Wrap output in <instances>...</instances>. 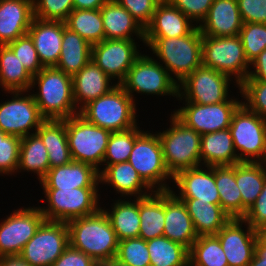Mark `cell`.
Returning <instances> with one entry per match:
<instances>
[{"instance_id":"obj_50","label":"cell","mask_w":266,"mask_h":266,"mask_svg":"<svg viewBox=\"0 0 266 266\" xmlns=\"http://www.w3.org/2000/svg\"><path fill=\"white\" fill-rule=\"evenodd\" d=\"M181 10L192 22L201 23L210 10L214 0H168Z\"/></svg>"},{"instance_id":"obj_41","label":"cell","mask_w":266,"mask_h":266,"mask_svg":"<svg viewBox=\"0 0 266 266\" xmlns=\"http://www.w3.org/2000/svg\"><path fill=\"white\" fill-rule=\"evenodd\" d=\"M189 266H229L215 235L199 236L189 249Z\"/></svg>"},{"instance_id":"obj_39","label":"cell","mask_w":266,"mask_h":266,"mask_svg":"<svg viewBox=\"0 0 266 266\" xmlns=\"http://www.w3.org/2000/svg\"><path fill=\"white\" fill-rule=\"evenodd\" d=\"M66 27L84 38L91 46L105 39L100 9H73Z\"/></svg>"},{"instance_id":"obj_37","label":"cell","mask_w":266,"mask_h":266,"mask_svg":"<svg viewBox=\"0 0 266 266\" xmlns=\"http://www.w3.org/2000/svg\"><path fill=\"white\" fill-rule=\"evenodd\" d=\"M49 169L48 151L41 138L36 133L22 137L17 172L33 171L41 182Z\"/></svg>"},{"instance_id":"obj_34","label":"cell","mask_w":266,"mask_h":266,"mask_svg":"<svg viewBox=\"0 0 266 266\" xmlns=\"http://www.w3.org/2000/svg\"><path fill=\"white\" fill-rule=\"evenodd\" d=\"M36 134L48 151L50 168L66 165L72 161L64 120H45L36 130Z\"/></svg>"},{"instance_id":"obj_24","label":"cell","mask_w":266,"mask_h":266,"mask_svg":"<svg viewBox=\"0 0 266 266\" xmlns=\"http://www.w3.org/2000/svg\"><path fill=\"white\" fill-rule=\"evenodd\" d=\"M163 235L190 249L198 238L184 202L171 190L165 191V225Z\"/></svg>"},{"instance_id":"obj_17","label":"cell","mask_w":266,"mask_h":266,"mask_svg":"<svg viewBox=\"0 0 266 266\" xmlns=\"http://www.w3.org/2000/svg\"><path fill=\"white\" fill-rule=\"evenodd\" d=\"M142 54L137 49L135 40L104 39L92 45L91 60L112 80L120 84L134 62Z\"/></svg>"},{"instance_id":"obj_35","label":"cell","mask_w":266,"mask_h":266,"mask_svg":"<svg viewBox=\"0 0 266 266\" xmlns=\"http://www.w3.org/2000/svg\"><path fill=\"white\" fill-rule=\"evenodd\" d=\"M113 204L112 211L105 208L102 210L107 215L118 240L138 238L140 230L139 198H134L132 201L118 199Z\"/></svg>"},{"instance_id":"obj_16","label":"cell","mask_w":266,"mask_h":266,"mask_svg":"<svg viewBox=\"0 0 266 266\" xmlns=\"http://www.w3.org/2000/svg\"><path fill=\"white\" fill-rule=\"evenodd\" d=\"M45 220L39 207L15 210L0 223V257L19 256Z\"/></svg>"},{"instance_id":"obj_8","label":"cell","mask_w":266,"mask_h":266,"mask_svg":"<svg viewBox=\"0 0 266 266\" xmlns=\"http://www.w3.org/2000/svg\"><path fill=\"white\" fill-rule=\"evenodd\" d=\"M128 162L153 191L172 189L166 184L167 179H173V175L164 162L158 134L142 130L135 138Z\"/></svg>"},{"instance_id":"obj_53","label":"cell","mask_w":266,"mask_h":266,"mask_svg":"<svg viewBox=\"0 0 266 266\" xmlns=\"http://www.w3.org/2000/svg\"><path fill=\"white\" fill-rule=\"evenodd\" d=\"M243 220L248 222L254 229L266 224V180L260 195L248 209Z\"/></svg>"},{"instance_id":"obj_23","label":"cell","mask_w":266,"mask_h":266,"mask_svg":"<svg viewBox=\"0 0 266 266\" xmlns=\"http://www.w3.org/2000/svg\"><path fill=\"white\" fill-rule=\"evenodd\" d=\"M33 19V0H0V45L26 35Z\"/></svg>"},{"instance_id":"obj_15","label":"cell","mask_w":266,"mask_h":266,"mask_svg":"<svg viewBox=\"0 0 266 266\" xmlns=\"http://www.w3.org/2000/svg\"><path fill=\"white\" fill-rule=\"evenodd\" d=\"M26 92L8 91L13 97L10 101L0 103V130L4 133L22 138L30 135V129H34L33 133H36L46 120L41 115L32 93Z\"/></svg>"},{"instance_id":"obj_2","label":"cell","mask_w":266,"mask_h":266,"mask_svg":"<svg viewBox=\"0 0 266 266\" xmlns=\"http://www.w3.org/2000/svg\"><path fill=\"white\" fill-rule=\"evenodd\" d=\"M33 97L46 120H63L79 114L73 96L72 77L55 67H44L32 78Z\"/></svg>"},{"instance_id":"obj_30","label":"cell","mask_w":266,"mask_h":266,"mask_svg":"<svg viewBox=\"0 0 266 266\" xmlns=\"http://www.w3.org/2000/svg\"><path fill=\"white\" fill-rule=\"evenodd\" d=\"M179 199L184 202L198 237L216 235L231 219L220 204H211L194 198Z\"/></svg>"},{"instance_id":"obj_3","label":"cell","mask_w":266,"mask_h":266,"mask_svg":"<svg viewBox=\"0 0 266 266\" xmlns=\"http://www.w3.org/2000/svg\"><path fill=\"white\" fill-rule=\"evenodd\" d=\"M144 44L161 59L178 84L202 65V34L198 26L177 38H144Z\"/></svg>"},{"instance_id":"obj_54","label":"cell","mask_w":266,"mask_h":266,"mask_svg":"<svg viewBox=\"0 0 266 266\" xmlns=\"http://www.w3.org/2000/svg\"><path fill=\"white\" fill-rule=\"evenodd\" d=\"M254 71H249L248 77L252 80L266 82V49H264L250 64Z\"/></svg>"},{"instance_id":"obj_27","label":"cell","mask_w":266,"mask_h":266,"mask_svg":"<svg viewBox=\"0 0 266 266\" xmlns=\"http://www.w3.org/2000/svg\"><path fill=\"white\" fill-rule=\"evenodd\" d=\"M100 11L105 39L135 40L136 36L144 43L145 29L116 0H108Z\"/></svg>"},{"instance_id":"obj_47","label":"cell","mask_w":266,"mask_h":266,"mask_svg":"<svg viewBox=\"0 0 266 266\" xmlns=\"http://www.w3.org/2000/svg\"><path fill=\"white\" fill-rule=\"evenodd\" d=\"M34 17L65 22L74 9L73 0H33Z\"/></svg>"},{"instance_id":"obj_21","label":"cell","mask_w":266,"mask_h":266,"mask_svg":"<svg viewBox=\"0 0 266 266\" xmlns=\"http://www.w3.org/2000/svg\"><path fill=\"white\" fill-rule=\"evenodd\" d=\"M33 41L43 67H55L61 52L63 21L41 20L34 17L27 33Z\"/></svg>"},{"instance_id":"obj_45","label":"cell","mask_w":266,"mask_h":266,"mask_svg":"<svg viewBox=\"0 0 266 266\" xmlns=\"http://www.w3.org/2000/svg\"><path fill=\"white\" fill-rule=\"evenodd\" d=\"M239 90L245 100L242 103L266 120V82L246 78Z\"/></svg>"},{"instance_id":"obj_13","label":"cell","mask_w":266,"mask_h":266,"mask_svg":"<svg viewBox=\"0 0 266 266\" xmlns=\"http://www.w3.org/2000/svg\"><path fill=\"white\" fill-rule=\"evenodd\" d=\"M231 77L210 67L200 65L178 84V100L197 104L228 101ZM184 90V91H183Z\"/></svg>"},{"instance_id":"obj_51","label":"cell","mask_w":266,"mask_h":266,"mask_svg":"<svg viewBox=\"0 0 266 266\" xmlns=\"http://www.w3.org/2000/svg\"><path fill=\"white\" fill-rule=\"evenodd\" d=\"M243 23L266 24V0H237Z\"/></svg>"},{"instance_id":"obj_9","label":"cell","mask_w":266,"mask_h":266,"mask_svg":"<svg viewBox=\"0 0 266 266\" xmlns=\"http://www.w3.org/2000/svg\"><path fill=\"white\" fill-rule=\"evenodd\" d=\"M47 207H39L45 220L69 222L70 220L89 216L101 207L98 187L73 189H43Z\"/></svg>"},{"instance_id":"obj_20","label":"cell","mask_w":266,"mask_h":266,"mask_svg":"<svg viewBox=\"0 0 266 266\" xmlns=\"http://www.w3.org/2000/svg\"><path fill=\"white\" fill-rule=\"evenodd\" d=\"M39 183L43 189L98 187L99 170L87 163L71 161L69 164L50 168Z\"/></svg>"},{"instance_id":"obj_55","label":"cell","mask_w":266,"mask_h":266,"mask_svg":"<svg viewBox=\"0 0 266 266\" xmlns=\"http://www.w3.org/2000/svg\"><path fill=\"white\" fill-rule=\"evenodd\" d=\"M108 0H73L74 9H100Z\"/></svg>"},{"instance_id":"obj_57","label":"cell","mask_w":266,"mask_h":266,"mask_svg":"<svg viewBox=\"0 0 266 266\" xmlns=\"http://www.w3.org/2000/svg\"><path fill=\"white\" fill-rule=\"evenodd\" d=\"M0 266H31L20 256H2L0 257Z\"/></svg>"},{"instance_id":"obj_33","label":"cell","mask_w":266,"mask_h":266,"mask_svg":"<svg viewBox=\"0 0 266 266\" xmlns=\"http://www.w3.org/2000/svg\"><path fill=\"white\" fill-rule=\"evenodd\" d=\"M235 180L242 197V219L260 195L266 180V163L235 164Z\"/></svg>"},{"instance_id":"obj_52","label":"cell","mask_w":266,"mask_h":266,"mask_svg":"<svg viewBox=\"0 0 266 266\" xmlns=\"http://www.w3.org/2000/svg\"><path fill=\"white\" fill-rule=\"evenodd\" d=\"M51 266H99L89 255L70 245Z\"/></svg>"},{"instance_id":"obj_7","label":"cell","mask_w":266,"mask_h":266,"mask_svg":"<svg viewBox=\"0 0 266 266\" xmlns=\"http://www.w3.org/2000/svg\"><path fill=\"white\" fill-rule=\"evenodd\" d=\"M229 130L240 162L266 163V120L264 118L242 103L233 114Z\"/></svg>"},{"instance_id":"obj_56","label":"cell","mask_w":266,"mask_h":266,"mask_svg":"<svg viewBox=\"0 0 266 266\" xmlns=\"http://www.w3.org/2000/svg\"><path fill=\"white\" fill-rule=\"evenodd\" d=\"M248 266H266V249L262 248L257 242L255 246V253Z\"/></svg>"},{"instance_id":"obj_28","label":"cell","mask_w":266,"mask_h":266,"mask_svg":"<svg viewBox=\"0 0 266 266\" xmlns=\"http://www.w3.org/2000/svg\"><path fill=\"white\" fill-rule=\"evenodd\" d=\"M99 177L100 183L109 184L124 198L126 196L140 198L153 192L128 161L105 165L103 170H99Z\"/></svg>"},{"instance_id":"obj_10","label":"cell","mask_w":266,"mask_h":266,"mask_svg":"<svg viewBox=\"0 0 266 266\" xmlns=\"http://www.w3.org/2000/svg\"><path fill=\"white\" fill-rule=\"evenodd\" d=\"M63 120L72 161L87 163L100 170L112 132L89 123L79 114Z\"/></svg>"},{"instance_id":"obj_12","label":"cell","mask_w":266,"mask_h":266,"mask_svg":"<svg viewBox=\"0 0 266 266\" xmlns=\"http://www.w3.org/2000/svg\"><path fill=\"white\" fill-rule=\"evenodd\" d=\"M68 246L67 223L44 220L19 256L31 266H51Z\"/></svg>"},{"instance_id":"obj_38","label":"cell","mask_w":266,"mask_h":266,"mask_svg":"<svg viewBox=\"0 0 266 266\" xmlns=\"http://www.w3.org/2000/svg\"><path fill=\"white\" fill-rule=\"evenodd\" d=\"M220 206L231 218H242V197L235 180V164L215 166Z\"/></svg>"},{"instance_id":"obj_4","label":"cell","mask_w":266,"mask_h":266,"mask_svg":"<svg viewBox=\"0 0 266 266\" xmlns=\"http://www.w3.org/2000/svg\"><path fill=\"white\" fill-rule=\"evenodd\" d=\"M135 101L120 84H116L108 93L83 106L79 115L111 132L124 131L137 125Z\"/></svg>"},{"instance_id":"obj_46","label":"cell","mask_w":266,"mask_h":266,"mask_svg":"<svg viewBox=\"0 0 266 266\" xmlns=\"http://www.w3.org/2000/svg\"><path fill=\"white\" fill-rule=\"evenodd\" d=\"M21 137L0 130V175L17 173Z\"/></svg>"},{"instance_id":"obj_11","label":"cell","mask_w":266,"mask_h":266,"mask_svg":"<svg viewBox=\"0 0 266 266\" xmlns=\"http://www.w3.org/2000/svg\"><path fill=\"white\" fill-rule=\"evenodd\" d=\"M160 63L142 54L131 66L120 85L132 99L135 92L157 96L172 95L177 98L178 83Z\"/></svg>"},{"instance_id":"obj_25","label":"cell","mask_w":266,"mask_h":266,"mask_svg":"<svg viewBox=\"0 0 266 266\" xmlns=\"http://www.w3.org/2000/svg\"><path fill=\"white\" fill-rule=\"evenodd\" d=\"M168 0L156 7L150 24L145 28V38H177L188 35L196 26Z\"/></svg>"},{"instance_id":"obj_19","label":"cell","mask_w":266,"mask_h":266,"mask_svg":"<svg viewBox=\"0 0 266 266\" xmlns=\"http://www.w3.org/2000/svg\"><path fill=\"white\" fill-rule=\"evenodd\" d=\"M179 194L171 191L178 198H194L211 204H220V196L215 183V166H202L184 169L173 176ZM179 195V196H178Z\"/></svg>"},{"instance_id":"obj_42","label":"cell","mask_w":266,"mask_h":266,"mask_svg":"<svg viewBox=\"0 0 266 266\" xmlns=\"http://www.w3.org/2000/svg\"><path fill=\"white\" fill-rule=\"evenodd\" d=\"M141 131L136 125L124 131L112 132L106 147L104 164L102 165H112L128 161L134 147L135 138Z\"/></svg>"},{"instance_id":"obj_36","label":"cell","mask_w":266,"mask_h":266,"mask_svg":"<svg viewBox=\"0 0 266 266\" xmlns=\"http://www.w3.org/2000/svg\"><path fill=\"white\" fill-rule=\"evenodd\" d=\"M32 76L8 45H0V86L4 91L30 92Z\"/></svg>"},{"instance_id":"obj_40","label":"cell","mask_w":266,"mask_h":266,"mask_svg":"<svg viewBox=\"0 0 266 266\" xmlns=\"http://www.w3.org/2000/svg\"><path fill=\"white\" fill-rule=\"evenodd\" d=\"M150 266H189V249L164 235L147 240Z\"/></svg>"},{"instance_id":"obj_6","label":"cell","mask_w":266,"mask_h":266,"mask_svg":"<svg viewBox=\"0 0 266 266\" xmlns=\"http://www.w3.org/2000/svg\"><path fill=\"white\" fill-rule=\"evenodd\" d=\"M250 64L239 35L228 37L202 35V65L231 78L235 77L237 87L248 77Z\"/></svg>"},{"instance_id":"obj_18","label":"cell","mask_w":266,"mask_h":266,"mask_svg":"<svg viewBox=\"0 0 266 266\" xmlns=\"http://www.w3.org/2000/svg\"><path fill=\"white\" fill-rule=\"evenodd\" d=\"M246 225L247 230L242 229ZM224 250L229 266H248L255 253V229L242 218H231L215 235Z\"/></svg>"},{"instance_id":"obj_43","label":"cell","mask_w":266,"mask_h":266,"mask_svg":"<svg viewBox=\"0 0 266 266\" xmlns=\"http://www.w3.org/2000/svg\"><path fill=\"white\" fill-rule=\"evenodd\" d=\"M115 259L128 266H150L147 241L139 237L119 241Z\"/></svg>"},{"instance_id":"obj_22","label":"cell","mask_w":266,"mask_h":266,"mask_svg":"<svg viewBox=\"0 0 266 266\" xmlns=\"http://www.w3.org/2000/svg\"><path fill=\"white\" fill-rule=\"evenodd\" d=\"M242 25L237 0H214L206 17L197 26L202 35L228 37L239 35Z\"/></svg>"},{"instance_id":"obj_31","label":"cell","mask_w":266,"mask_h":266,"mask_svg":"<svg viewBox=\"0 0 266 266\" xmlns=\"http://www.w3.org/2000/svg\"><path fill=\"white\" fill-rule=\"evenodd\" d=\"M92 46L63 22L60 58L55 68L73 77L91 60Z\"/></svg>"},{"instance_id":"obj_5","label":"cell","mask_w":266,"mask_h":266,"mask_svg":"<svg viewBox=\"0 0 266 266\" xmlns=\"http://www.w3.org/2000/svg\"><path fill=\"white\" fill-rule=\"evenodd\" d=\"M170 127L157 132L161 142L164 162L174 176L177 172L201 165V134L186 126L174 114L170 116Z\"/></svg>"},{"instance_id":"obj_58","label":"cell","mask_w":266,"mask_h":266,"mask_svg":"<svg viewBox=\"0 0 266 266\" xmlns=\"http://www.w3.org/2000/svg\"><path fill=\"white\" fill-rule=\"evenodd\" d=\"M256 242L266 249V224L255 228Z\"/></svg>"},{"instance_id":"obj_44","label":"cell","mask_w":266,"mask_h":266,"mask_svg":"<svg viewBox=\"0 0 266 266\" xmlns=\"http://www.w3.org/2000/svg\"><path fill=\"white\" fill-rule=\"evenodd\" d=\"M239 36L250 63L266 49L265 23H243Z\"/></svg>"},{"instance_id":"obj_1","label":"cell","mask_w":266,"mask_h":266,"mask_svg":"<svg viewBox=\"0 0 266 266\" xmlns=\"http://www.w3.org/2000/svg\"><path fill=\"white\" fill-rule=\"evenodd\" d=\"M101 207L96 213L67 222L69 245L102 264L116 258L119 240Z\"/></svg>"},{"instance_id":"obj_59","label":"cell","mask_w":266,"mask_h":266,"mask_svg":"<svg viewBox=\"0 0 266 266\" xmlns=\"http://www.w3.org/2000/svg\"><path fill=\"white\" fill-rule=\"evenodd\" d=\"M99 266H128L125 264H122L121 262L117 261L115 258L113 260H110L108 262L99 264Z\"/></svg>"},{"instance_id":"obj_29","label":"cell","mask_w":266,"mask_h":266,"mask_svg":"<svg viewBox=\"0 0 266 266\" xmlns=\"http://www.w3.org/2000/svg\"><path fill=\"white\" fill-rule=\"evenodd\" d=\"M200 159L203 168L240 163L229 128L201 135Z\"/></svg>"},{"instance_id":"obj_48","label":"cell","mask_w":266,"mask_h":266,"mask_svg":"<svg viewBox=\"0 0 266 266\" xmlns=\"http://www.w3.org/2000/svg\"><path fill=\"white\" fill-rule=\"evenodd\" d=\"M8 46L32 77L44 68L38 58L32 38L28 34L17 38L9 43Z\"/></svg>"},{"instance_id":"obj_49","label":"cell","mask_w":266,"mask_h":266,"mask_svg":"<svg viewBox=\"0 0 266 266\" xmlns=\"http://www.w3.org/2000/svg\"><path fill=\"white\" fill-rule=\"evenodd\" d=\"M145 29L162 0H116Z\"/></svg>"},{"instance_id":"obj_14","label":"cell","mask_w":266,"mask_h":266,"mask_svg":"<svg viewBox=\"0 0 266 266\" xmlns=\"http://www.w3.org/2000/svg\"><path fill=\"white\" fill-rule=\"evenodd\" d=\"M230 98L216 104L185 102L174 115L186 126L203 135L229 128L234 112L243 101Z\"/></svg>"},{"instance_id":"obj_32","label":"cell","mask_w":266,"mask_h":266,"mask_svg":"<svg viewBox=\"0 0 266 266\" xmlns=\"http://www.w3.org/2000/svg\"><path fill=\"white\" fill-rule=\"evenodd\" d=\"M139 238L147 241L163 236L165 225V191H153L139 198Z\"/></svg>"},{"instance_id":"obj_26","label":"cell","mask_w":266,"mask_h":266,"mask_svg":"<svg viewBox=\"0 0 266 266\" xmlns=\"http://www.w3.org/2000/svg\"><path fill=\"white\" fill-rule=\"evenodd\" d=\"M111 80L101 68L90 60L72 77L73 96L76 107L80 110L90 101L108 93L117 84L116 82L112 84Z\"/></svg>"}]
</instances>
